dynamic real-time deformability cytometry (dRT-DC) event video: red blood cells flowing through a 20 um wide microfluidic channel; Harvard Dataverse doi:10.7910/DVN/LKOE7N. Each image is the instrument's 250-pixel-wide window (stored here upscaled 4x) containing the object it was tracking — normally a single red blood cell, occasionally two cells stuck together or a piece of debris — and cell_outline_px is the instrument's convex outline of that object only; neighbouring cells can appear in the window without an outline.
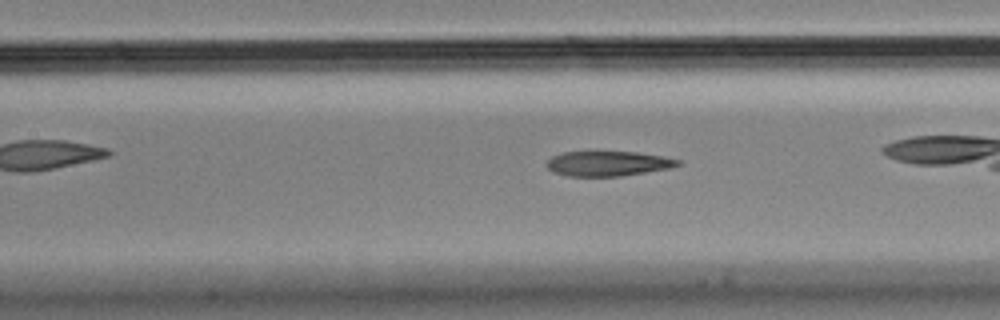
{"species": "Egyptian fruit bat (a non-hibernating species)", "species_latin": "Rousettus aegyptiacus", "temperature_condition": "cold", "stored_images_in_passage": 35, "camera_frame_rate_fps": 3000, "um_per_image_px": 0.085, "animal": {"sex": "male"}, "frame": {"image": 1, "passage_image": 16, "time_ms": 5.0, "image_size_px": [1000, 320], "cell_outline_px": [[680, 164], [672, 168], [620, 176], [568, 176], [552, 172], [544, 164], [552, 156], [564, 152], [636, 152], [660, 156], [680, 160]], "centroid_in_image_um": [51.64, 13.91], "position_along_channel_um": 155.8, "area_um2": 18.96}}